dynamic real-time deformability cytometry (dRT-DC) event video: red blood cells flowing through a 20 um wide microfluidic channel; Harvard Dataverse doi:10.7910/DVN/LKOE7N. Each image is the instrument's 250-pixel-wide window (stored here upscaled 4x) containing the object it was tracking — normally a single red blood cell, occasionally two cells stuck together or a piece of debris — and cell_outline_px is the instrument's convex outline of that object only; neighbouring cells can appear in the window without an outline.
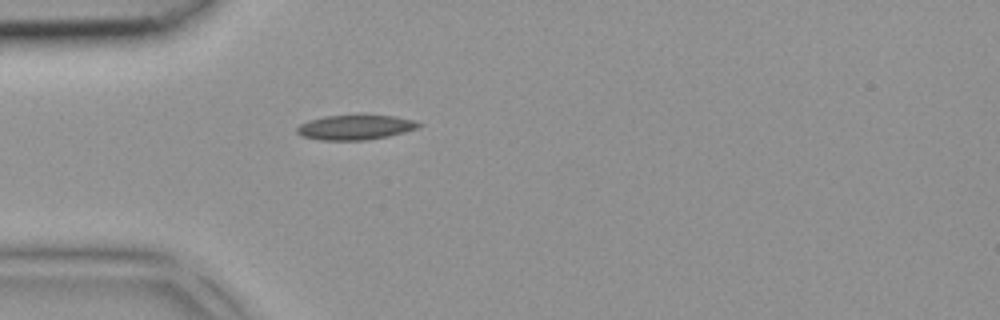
{"species": "common noctule bat (a hibernating species)", "species_latin": "Nyctalus noctula", "temperature_condition": "room temperature", "stored_images_in_passage": 31, "camera_frame_rate_fps": 3000, "um_per_image_px": 0.085, "animal": {"sex": "female", "body_mass_g": 18.4}, "frame": {"image": 1, "passage_image": 1, "time_ms": 0.0, "image_size_px": [1000, 320], "cell_outline_px": [[424, 124], [420, 128], [388, 136], [368, 140], [320, 140], [300, 136], [296, 132], [296, 128], [300, 124], [308, 120], [324, 116], [356, 112], [364, 112], [396, 116], [412, 120]], "centroid_in_image_um": [30.22, 10.77], "position_along_channel_um": 54.8, "area_um2": 18.73}}
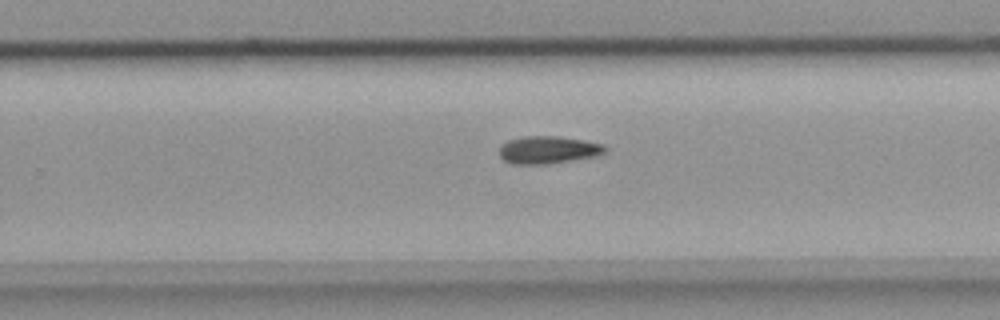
{"frame": {"image": 2, "passage_image": 16, "time_ms": 5.0, "image_size_px": [1000, 320], "cell_outline_px": [[608, 148], [604, 152], [596, 156], [548, 164], [512, 164], [504, 160], [500, 156], [500, 144], [508, 140], [524, 136], [560, 136], [584, 140], [604, 144]], "centroid_in_image_um": [46.59, 12.73], "position_along_channel_um": 283.2, "area_um2": 17.11}}
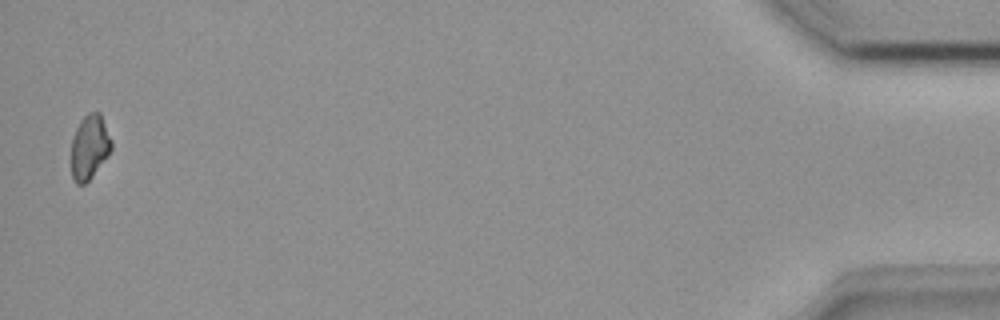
{"frame": {"image": 3, "passage_image": 31, "time_ms": 10.0, "image_size_px": [1000, 320], "cell_outline_px": [[112, 148], [108, 156], [92, 176], [84, 184], [76, 184], [72, 180], [72, 136], [80, 120], [88, 112], [100, 112], [112, 140]], "centroid_in_image_um": [7.61, 12.48], "position_along_channel_um": 427.6, "area_um2": 15.14}}